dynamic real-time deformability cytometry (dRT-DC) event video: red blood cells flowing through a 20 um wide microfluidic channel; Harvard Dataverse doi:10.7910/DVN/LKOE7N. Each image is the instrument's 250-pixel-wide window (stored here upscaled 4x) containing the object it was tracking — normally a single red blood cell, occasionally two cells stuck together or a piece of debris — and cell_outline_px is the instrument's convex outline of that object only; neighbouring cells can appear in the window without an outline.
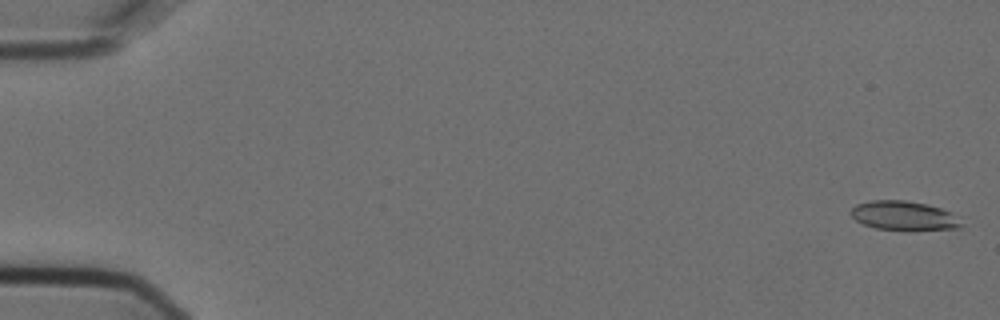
{"species": "Egyptian fruit bat (a non-hibernating species)", "species_latin": "Rousettus aegyptiacus", "temperature_condition": "cold", "stored_images_in_passage": 56, "camera_frame_rate_fps": 3000, "um_per_image_px": 0.085, "animal": {"sex": "female"}, "frame": {"image": 1, "passage_image": 1, "time_ms": 0.0, "image_size_px": [1000, 320], "cell_outline_px": [[964, 224], [960, 228], [876, 228], [864, 224], [856, 220], [848, 212], [856, 204], [872, 200], [904, 200], [928, 204], [952, 212]], "centroid_in_image_um": [76.8, 18.29], "position_along_channel_um": 8.2, "area_um2": 18.21}}
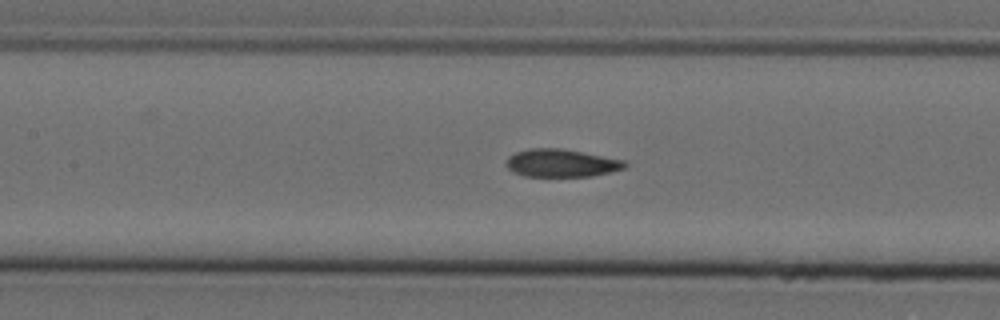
{"frame": {"image": 2, "passage_image": 26, "time_ms": 8.333, "image_size_px": [1000, 320], "cell_outline_px": [[628, 164], [624, 168], [592, 176], [524, 176], [512, 172], [508, 168], [508, 156], [516, 152], [528, 148], [560, 148], [624, 160]], "centroid_in_image_um": [47.69, 13.86], "position_along_channel_um": 159.7, "area_um2": 19.02}}
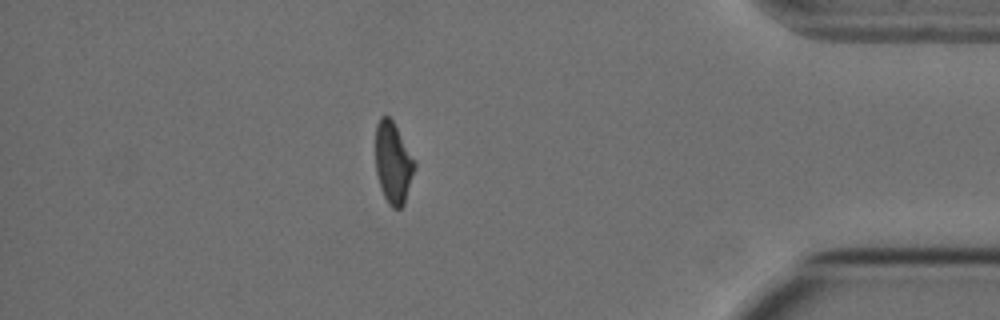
{"frame": {"image": 3, "passage_image": 49, "time_ms": 16.0, "image_size_px": [1000, 320], "cell_outline_px": [[416, 168], [404, 204], [400, 208], [392, 208], [388, 204], [380, 188], [376, 172], [376, 124], [380, 116], [388, 116], [392, 120], [416, 160]], "centroid_in_image_um": [33.43, 13.85], "position_along_channel_um": 401.8, "area_um2": 18.73}, "authors_computed_cell_mechanics": {"area_um2": 19.4786, "velocity_mm_per_s": 3.6282, "shape_relaxation_time_tau1_ms": 8.968, "shape_relaxation_time_tau2_ms": 2.0534, "deformation_change_tau1": 0.2156, "deformation_change_tau2": 0.0742}}